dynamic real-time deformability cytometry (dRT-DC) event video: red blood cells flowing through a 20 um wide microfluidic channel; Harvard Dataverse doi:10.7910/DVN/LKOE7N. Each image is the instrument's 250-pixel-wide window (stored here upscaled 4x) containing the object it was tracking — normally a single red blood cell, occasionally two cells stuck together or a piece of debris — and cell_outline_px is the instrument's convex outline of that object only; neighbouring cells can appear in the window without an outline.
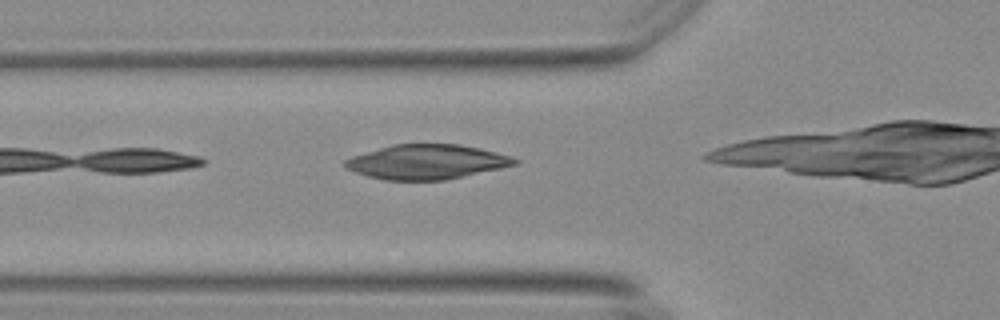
{"species": "Egyptian fruit bat (a non-hibernating species)", "species_latin": "Rousettus aegyptiacus", "temperature_condition": "warm", "stored_images_in_passage": 24, "camera_frame_rate_fps": 3000, "um_per_image_px": 0.085, "animal": {"sex": "female"}, "frame": {"image": 1, "passage_image": 4, "time_ms": 1.0, "image_size_px": [1000, 320], "cell_outline_px": [[520, 160], [516, 164], [500, 168], [444, 180], [384, 180], [368, 176], [356, 172], [348, 168], [344, 164], [344, 160], [352, 156], [392, 144], [460, 144], [480, 148], [496, 152]], "centroid_in_image_um": [36.26, 13.75], "position_along_channel_um": 89.5, "area_um2": 33.87}}